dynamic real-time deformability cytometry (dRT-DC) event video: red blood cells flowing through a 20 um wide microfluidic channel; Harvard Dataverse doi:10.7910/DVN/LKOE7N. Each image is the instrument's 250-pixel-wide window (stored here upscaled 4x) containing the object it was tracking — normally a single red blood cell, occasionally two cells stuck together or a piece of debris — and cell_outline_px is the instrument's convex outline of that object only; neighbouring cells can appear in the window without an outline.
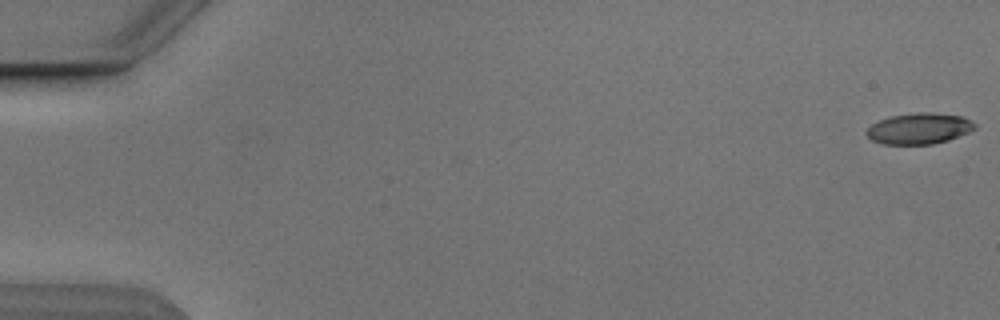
{"species": "Egyptian fruit bat (a non-hibernating species)", "species_latin": "Rousettus aegyptiacus", "temperature_condition": "cold", "stored_images_in_passage": 5, "camera_frame_rate_fps": 3000, "um_per_image_px": 0.085, "animal": {"sex": "male"}, "frame": {"image": 1, "passage_image": 1, "time_ms": 0.0, "image_size_px": [1000, 320], "cell_outline_px": [[976, 128], [968, 132], [948, 140], [932, 144], [884, 144], [872, 140], [864, 132], [872, 124], [888, 116], [916, 112], [932, 112], [964, 116], [976, 124]], "centroid_in_image_um": [78.13, 10.91], "position_along_channel_um": 6.9, "area_um2": 19.65}}
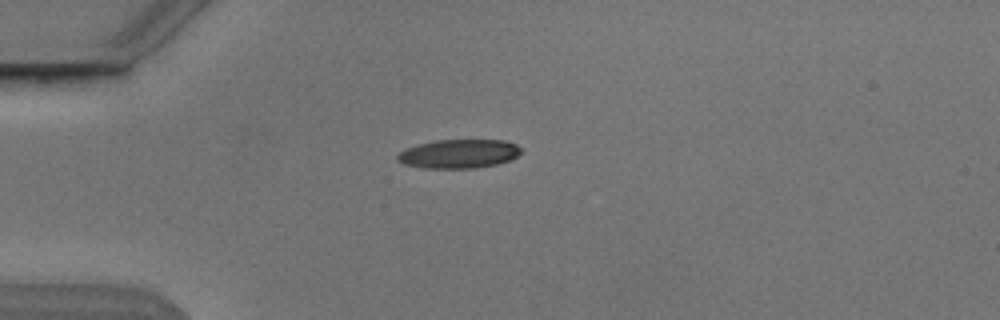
{"frame": {"image": 2, "passage_image": 5, "time_ms": 4.667, "image_size_px": [1000, 320], "cell_outline_px": [[520, 152], [512, 160], [496, 164], [476, 168], [424, 168], [404, 164], [396, 160], [396, 156], [404, 148], [436, 140], [504, 140], [516, 144], [520, 148]], "centroid_in_image_um": [38.98, 13.07], "position_along_channel_um": 46.0, "area_um2": 20.81}}